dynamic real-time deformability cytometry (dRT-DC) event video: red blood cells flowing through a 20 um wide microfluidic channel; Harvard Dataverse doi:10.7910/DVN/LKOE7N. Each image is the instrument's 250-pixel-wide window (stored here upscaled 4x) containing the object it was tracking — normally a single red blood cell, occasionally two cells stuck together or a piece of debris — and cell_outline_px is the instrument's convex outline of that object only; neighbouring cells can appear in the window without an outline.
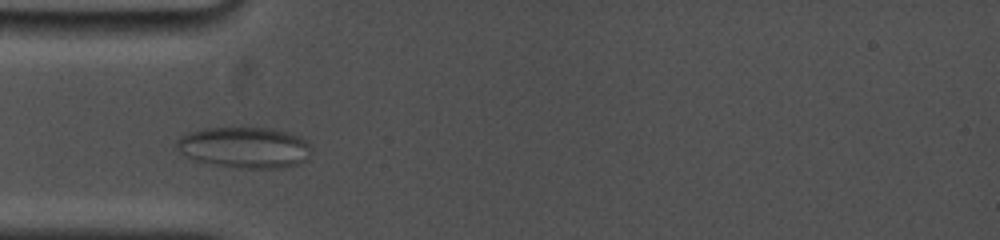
{"species": "common noctule bat (a hibernating species)", "species_latin": "Nyctalus noctula", "temperature_condition": "cold", "stored_images_in_passage": 5, "camera_frame_rate_fps": 5000, "um_per_image_px": 0.085, "animal": {"sex": "female", "body_mass_g": 19.0, "forearm_length_mm": 53.3}, "frame": {"image": 1, "passage_image": 4, "time_ms": 2.0, "image_size_px": [1000, 240], "cell_outline_px": [[312, 148], [308, 156], [304, 160], [296, 164], [280, 168], [244, 168], [216, 164], [196, 160], [180, 152], [176, 148], [176, 140], [180, 136], [188, 132], [204, 128], [268, 128], [300, 136]], "centroid_in_image_um": [20.77, 12.52], "position_along_channel_um": 64.2, "area_um2": 31.79}}
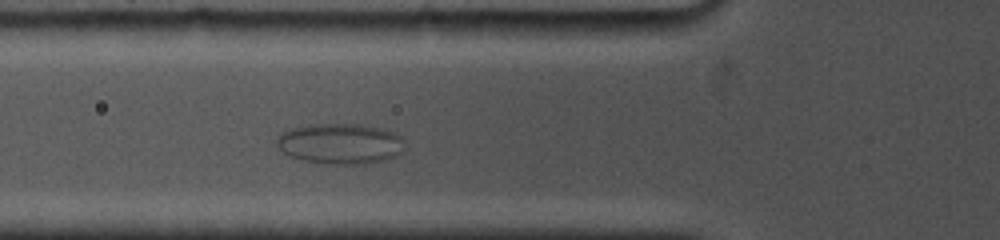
{"frame": {"image": 2, "passage_image": 5, "time_ms": 3.0, "image_size_px": [1000, 240], "cell_outline_px": [[404, 152], [396, 156], [384, 160], [364, 164], [328, 164], [304, 160], [288, 156], [276, 144], [276, 136], [280, 132], [288, 128], [312, 124], [368, 124], [392, 132], [400, 136], [404, 140]], "centroid_in_image_um": [28.91, 12.2], "position_along_channel_um": 96.9, "area_um2": 30.69}}